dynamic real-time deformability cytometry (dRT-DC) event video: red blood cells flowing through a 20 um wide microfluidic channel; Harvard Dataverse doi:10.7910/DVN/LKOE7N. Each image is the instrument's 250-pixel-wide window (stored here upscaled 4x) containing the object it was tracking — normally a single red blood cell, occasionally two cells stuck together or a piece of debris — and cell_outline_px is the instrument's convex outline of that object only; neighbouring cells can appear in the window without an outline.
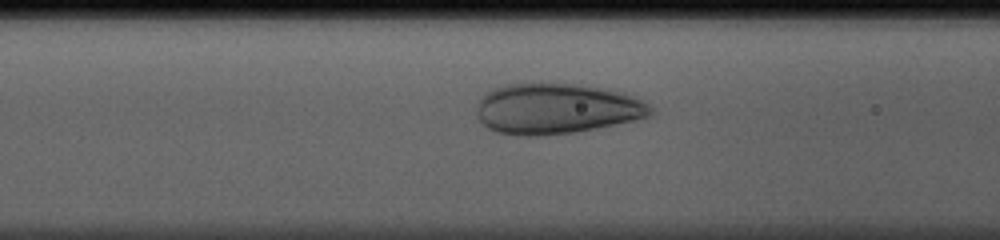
{"species": "human", "species_latin": "Homo sapiens", "temperature_condition": "cold", "stored_images_in_passage": 36, "camera_frame_rate_fps": 3000, "um_per_image_px": 0.085, "donor": {"sex": "male"}, "frame": {"image": 1, "passage_image": 12, "time_ms": 3.667, "image_size_px": [1000, 240], "cell_outline_px": [[652, 116], [576, 132], [536, 136], [524, 136], [496, 132], [488, 128], [476, 116], [476, 104], [480, 96], [504, 84], [528, 80], [576, 84], [600, 88], [632, 96], [648, 104], [652, 108]], "centroid_in_image_um": [47.2, 9.21], "position_along_channel_um": 119.4, "area_um2": 51.85}}
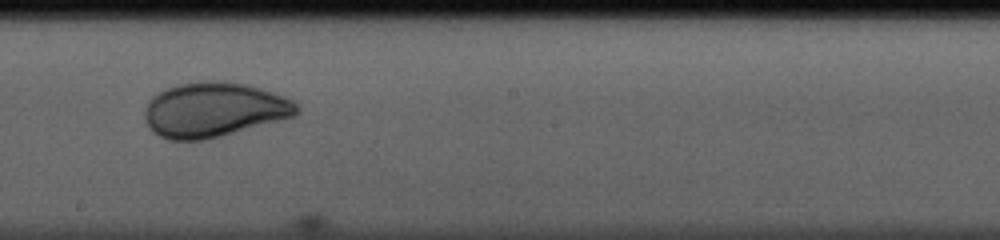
{"frame": {"image": 2, "passage_image": 20, "time_ms": 6.333, "image_size_px": [1000, 240], "cell_outline_px": [[300, 112], [296, 116], [220, 136], [204, 140], [168, 140], [152, 132], [148, 128], [144, 116], [144, 112], [148, 100], [152, 96], [176, 84], [208, 80], [220, 80], [248, 84], [284, 96], [292, 100], [300, 108]], "centroid_in_image_um": [18.18, 9.32], "position_along_channel_um": 230.0, "area_um2": 48.78}}
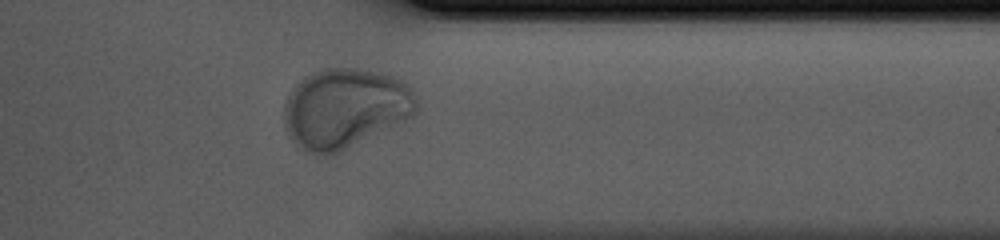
{"frame": {"image": 3, "passage_image": 31, "time_ms": 10.0, "image_size_px": [1000, 240], "cell_outline_px": [[416, 112], [412, 116], [332, 156], [324, 156], [304, 152], [288, 136], [284, 128], [284, 104], [292, 88], [304, 76], [312, 72], [324, 68], [360, 68], [388, 72], [404, 80], [408, 84], [416, 96]], "centroid_in_image_um": [29.31, 9.19], "position_along_channel_um": 382.1, "area_um2": 62.42}}